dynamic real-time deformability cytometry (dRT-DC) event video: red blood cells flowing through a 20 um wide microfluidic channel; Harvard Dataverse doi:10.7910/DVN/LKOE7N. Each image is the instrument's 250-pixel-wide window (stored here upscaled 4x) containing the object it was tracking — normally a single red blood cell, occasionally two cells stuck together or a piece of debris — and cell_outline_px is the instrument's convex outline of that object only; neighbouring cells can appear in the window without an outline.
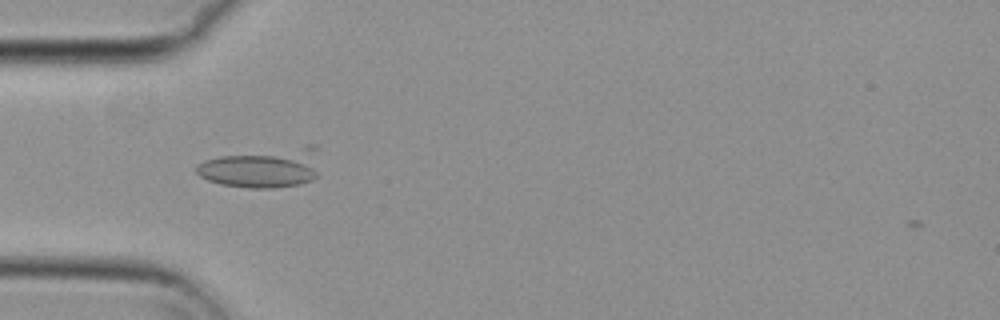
{"species": "common noctule bat (a hibernating species)", "species_latin": "Nyctalus noctula", "temperature_condition": "cold", "stored_images_in_passage": 29, "camera_frame_rate_fps": 3000, "um_per_image_px": 0.085, "animal": {"sex": "female", "body_mass_g": 29.2, "forearm_length_mm": 56.3}, "frame": {"image": 1, "passage_image": 1, "time_ms": 0.0, "image_size_px": [1000, 320], "cell_outline_px": [[320, 176], [312, 180], [300, 184], [272, 188], [248, 188], [220, 184], [208, 180], [200, 176], [196, 172], [196, 164], [204, 160], [220, 156], [308, 144], [316, 144]], "centroid_in_image_um": [22.39, 14.25], "position_along_channel_um": 62.6, "area_um2": 29.07}}
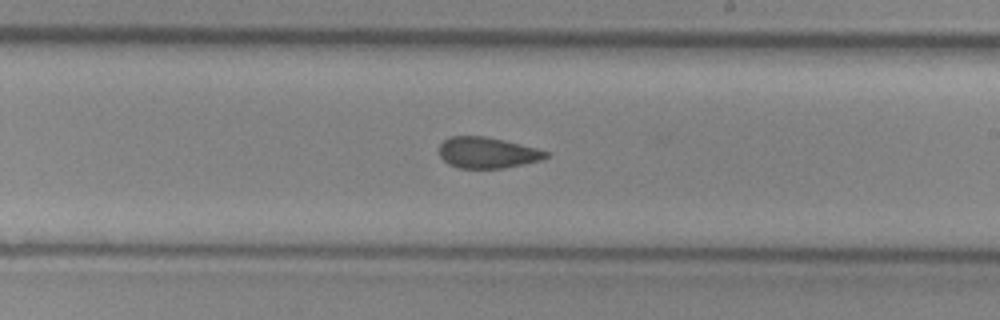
{"frame": {"image": 2, "passage_image": 16, "time_ms": 5.0, "image_size_px": [1000, 320], "cell_outline_px": [[548, 156], [540, 160], [524, 164], [504, 168], [456, 168], [448, 164], [440, 156], [440, 144], [444, 140], [452, 136], [484, 136], [536, 148], [548, 152]], "centroid_in_image_um": [41.39, 12.99], "position_along_channel_um": 247.6, "area_um2": 19.07}}
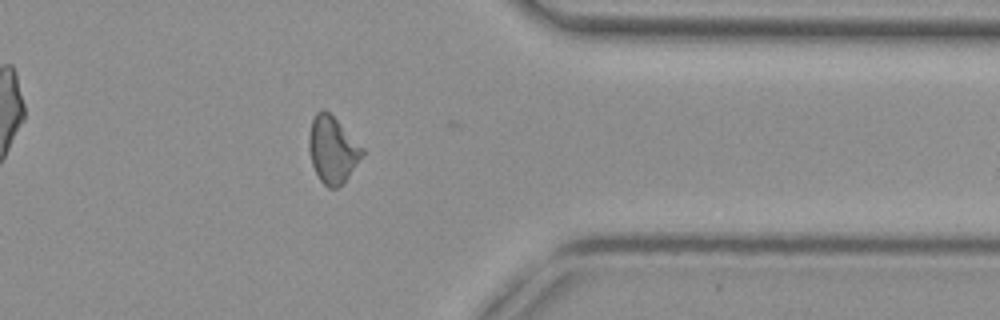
{"frame": {"image": 3, "passage_image": 28, "time_ms": 9.0, "image_size_px": [1000, 320], "cell_outline_px": [[364, 152], [344, 184], [336, 188], [328, 188], [320, 180], [312, 164], [308, 148], [308, 140], [312, 120], [316, 112], [328, 112], [364, 148]], "centroid_in_image_um": [28.26, 12.78], "position_along_channel_um": 383.1, "area_um2": 20.35}, "authors_computed_cell_mechanics": {"area_um2": 20.1722, "velocity_mm_per_s": 3.7023, "shape_relaxation_time_tau1_ms": null, "shape_relaxation_time_tau2_ms": 1.8685, "deformation_change_tau1": null, "deformation_change_tau2": 0.0796}}